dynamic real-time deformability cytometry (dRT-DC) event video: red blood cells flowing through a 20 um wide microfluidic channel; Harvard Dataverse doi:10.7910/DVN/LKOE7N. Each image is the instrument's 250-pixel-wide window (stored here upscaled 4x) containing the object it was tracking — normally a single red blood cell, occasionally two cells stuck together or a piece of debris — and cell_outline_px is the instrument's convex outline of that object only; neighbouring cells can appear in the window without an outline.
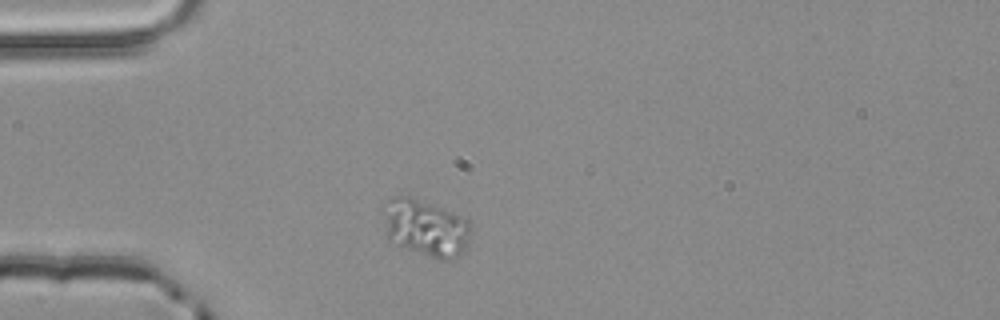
{"species": "common noctule bat (a hibernating species)", "species_latin": "Nyctalus noctula", "temperature_condition": "room temperature", "stored_images_in_passage": 1, "camera_frame_rate_fps": 3000, "um_per_image_px": 0.085, "animal": {"sex": "male", "body_mass_g": 20.4}, "frame": {"image": 1, "passage_image": 1, "time_ms": 0.0, "image_size_px": [1000, 320], "cell_outline_px": [[472, 232], [468, 244], [460, 256], [448, 260], [436, 260], [388, 236], [380, 212], [380, 204], [392, 196], [408, 196], [464, 216], [468, 220]], "centroid_in_image_um": [36.2, 19.32], "position_along_channel_um": 48.8, "area_um2": 29.02}}